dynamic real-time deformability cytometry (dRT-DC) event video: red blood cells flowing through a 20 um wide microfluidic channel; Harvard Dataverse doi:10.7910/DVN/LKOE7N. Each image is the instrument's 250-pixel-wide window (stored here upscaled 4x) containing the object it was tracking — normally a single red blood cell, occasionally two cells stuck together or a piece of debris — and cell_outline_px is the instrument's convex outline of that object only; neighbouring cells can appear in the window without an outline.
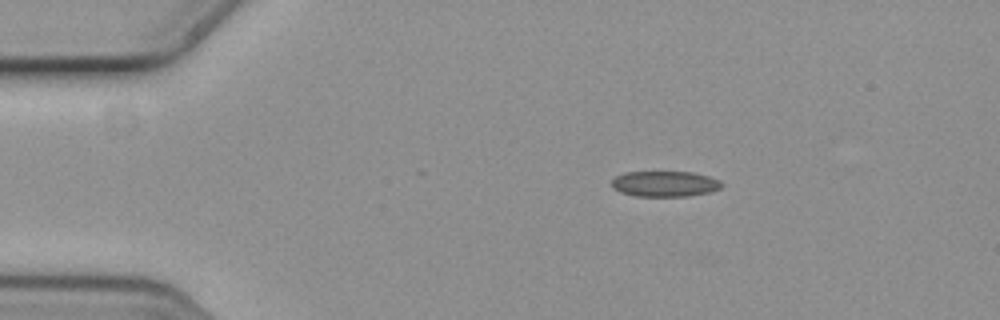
{"species": "common noctule bat (a hibernating species)", "species_latin": "Nyctalus noctula", "temperature_condition": "cold", "stored_images_in_passage": 2, "camera_frame_rate_fps": 3000, "um_per_image_px": 0.085, "animal": {"sex": "female", "body_mass_g": 19.3, "forearm_length_mm": 54.1}, "frame": {"image": 1, "passage_image": 1, "time_ms": 0.0, "image_size_px": [1000, 320], "cell_outline_px": [[724, 184], [720, 188], [708, 192], [688, 196], [636, 196], [620, 192], [612, 188], [612, 180], [616, 176], [624, 172], [692, 172], [708, 176]], "centroid_in_image_um": [56.47, 15.62], "position_along_channel_um": 28.5, "area_um2": 16.3}}